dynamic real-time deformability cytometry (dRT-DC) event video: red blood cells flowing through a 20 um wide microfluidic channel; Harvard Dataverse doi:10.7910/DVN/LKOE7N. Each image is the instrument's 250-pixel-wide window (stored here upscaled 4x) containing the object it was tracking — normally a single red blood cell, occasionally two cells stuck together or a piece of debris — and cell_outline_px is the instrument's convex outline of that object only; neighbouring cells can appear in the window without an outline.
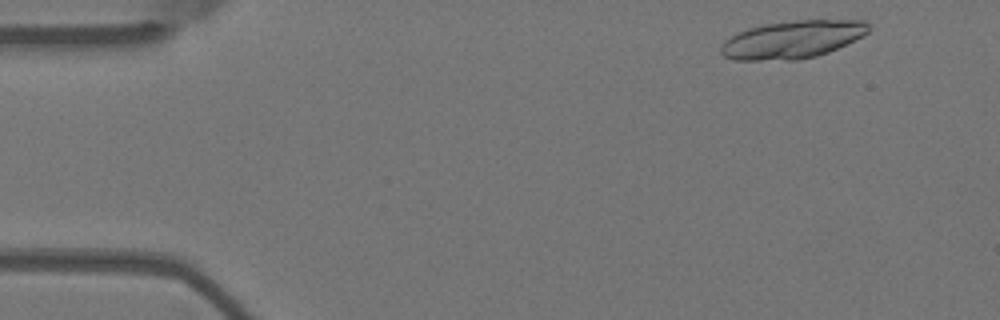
{"species": "Egyptian fruit bat (a non-hibernating species)", "species_latin": "Rousettus aegyptiacus", "temperature_condition": "warm", "stored_images_in_passage": 17, "camera_frame_rate_fps": 3000, "um_per_image_px": 0.085, "animal": {"sex": "female"}, "frame": {"image": 1, "passage_image": 3, "time_ms": 0.667, "image_size_px": [1000, 320], "cell_outline_px": [[868, 32], [828, 52], [816, 56], [796, 60], [736, 60], [724, 56], [720, 52], [720, 48], [724, 40], [736, 32], [748, 28], [764, 24], [796, 20], [864, 20], [868, 24]], "centroid_in_image_um": [67.28, 3.36], "position_along_channel_um": 17.7, "area_um2": 32.25}}